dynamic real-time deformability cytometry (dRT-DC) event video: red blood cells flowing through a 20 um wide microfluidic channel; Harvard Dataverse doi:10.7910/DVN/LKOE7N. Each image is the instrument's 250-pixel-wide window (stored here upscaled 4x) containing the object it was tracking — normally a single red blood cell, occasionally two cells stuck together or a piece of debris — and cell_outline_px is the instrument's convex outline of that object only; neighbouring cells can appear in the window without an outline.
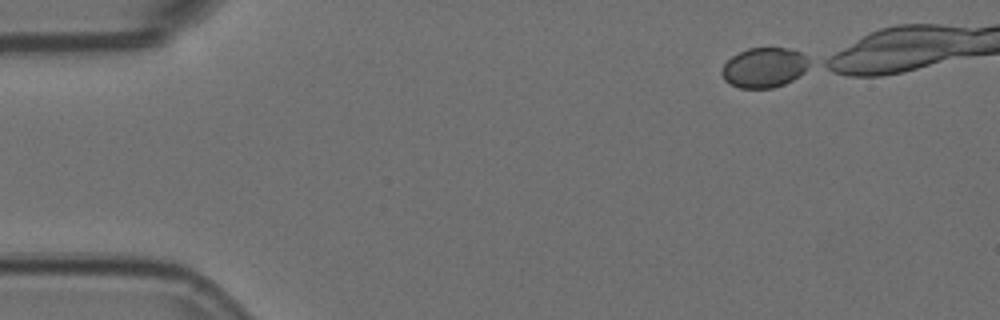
{"species": "Egyptian fruit bat (a non-hibernating species)", "species_latin": "Rousettus aegyptiacus", "temperature_condition": "room temperature", "stored_images_in_passage": 40, "camera_frame_rate_fps": 3000, "um_per_image_px": 0.085, "animal": {"sex": "female"}, "frame": {"image": 1, "passage_image": 1, "time_ms": 0.0, "image_size_px": [1000, 320], "cell_outline_px": [[812, 64], [804, 72], [792, 80], [784, 84], [772, 88], [740, 88], [724, 80], [720, 72], [724, 64], [732, 56], [748, 48], [792, 48], [800, 52], [812, 60]], "centroid_in_image_um": [65.0, 5.73], "position_along_channel_um": 20.0, "area_um2": 20.52}}
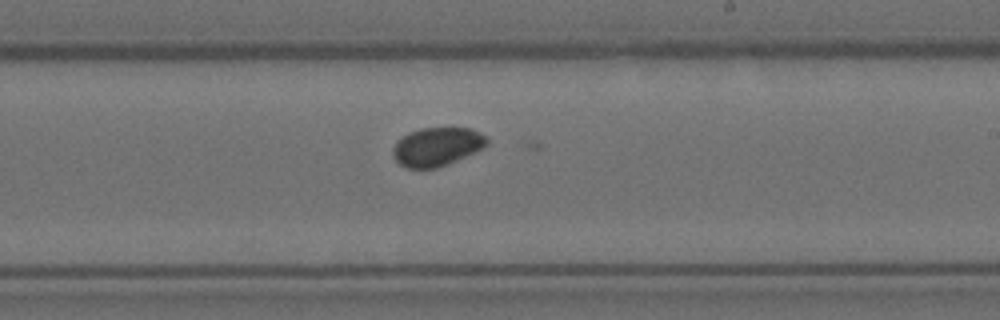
{"frame": {"image": 2, "passage_image": 27, "time_ms": 8.667, "image_size_px": [1000, 320], "cell_outline_px": [[488, 144], [448, 164], [436, 168], [408, 168], [400, 164], [392, 156], [392, 148], [396, 140], [400, 136], [408, 132], [420, 128], [472, 128], [480, 132], [488, 140]], "centroid_in_image_um": [37.07, 12.45], "position_along_channel_um": 251.9, "area_um2": 21.1}}
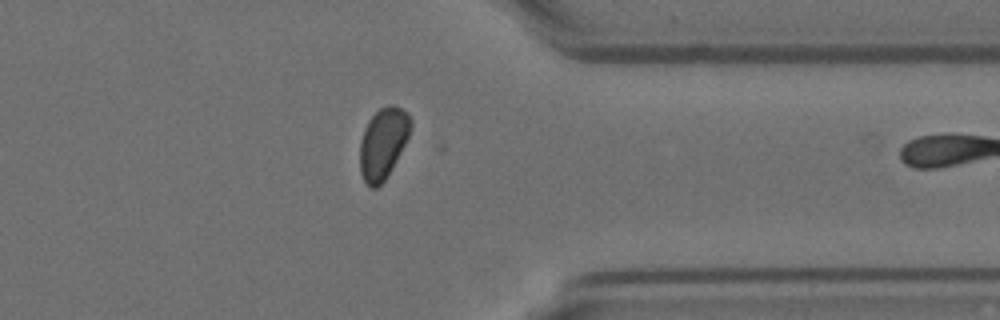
{"frame": {"image": 3, "passage_image": 38, "time_ms": 12.333, "image_size_px": [1000, 320], "cell_outline_px": [[412, 124], [408, 136], [392, 168], [384, 180], [376, 188], [372, 188], [364, 180], [360, 172], [360, 140], [364, 128], [368, 120], [380, 108], [388, 104], [392, 104], [408, 112], [412, 120]], "centroid_in_image_um": [32.55, 12.14], "position_along_channel_um": 378.8, "area_um2": 20.87}}